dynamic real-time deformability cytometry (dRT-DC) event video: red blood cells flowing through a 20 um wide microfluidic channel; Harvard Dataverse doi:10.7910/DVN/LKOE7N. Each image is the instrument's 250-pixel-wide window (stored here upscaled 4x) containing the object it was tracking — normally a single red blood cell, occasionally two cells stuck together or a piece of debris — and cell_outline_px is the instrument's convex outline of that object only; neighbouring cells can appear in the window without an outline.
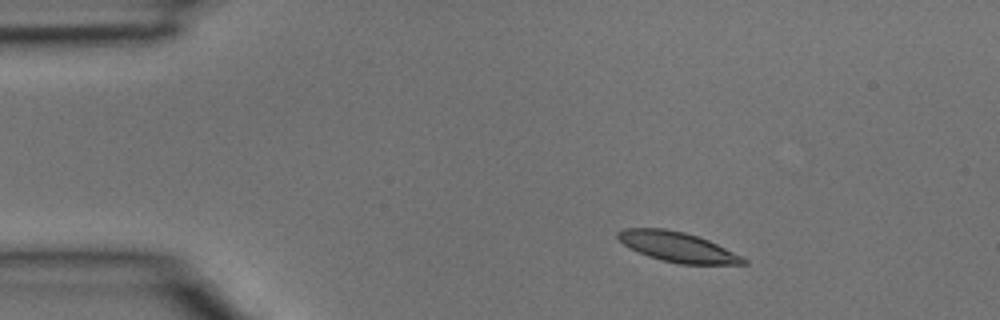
{"species": "common noctule bat (a hibernating species)", "species_latin": "Nyctalus noctula", "temperature_condition": "room temperature", "stored_images_in_passage": 28, "camera_frame_rate_fps": 3000, "um_per_image_px": 0.085, "animal": {"sex": "male", "body_mass_g": 15.6}, "frame": {"image": 1, "passage_image": 1, "time_ms": 0.0, "image_size_px": [1000, 320], "cell_outline_px": [[748, 264], [680, 264], [660, 260], [648, 256], [628, 248], [616, 236], [616, 232], [624, 228], [664, 228], [684, 232], [708, 240], [748, 260]], "centroid_in_image_um": [57.53, 20.99], "position_along_channel_um": 27.5, "area_um2": 21.73}}
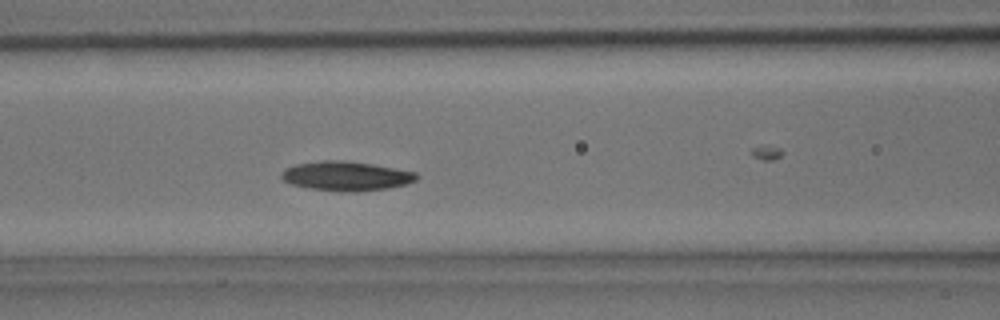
{"frame": {"image": 2, "passage_image": 11, "time_ms": 3.333, "image_size_px": [1000, 320], "cell_outline_px": [[420, 176], [416, 180], [408, 184], [388, 188], [360, 192], [340, 192], [312, 188], [292, 184], [284, 180], [280, 176], [284, 168], [296, 164], [324, 160], [344, 160], [372, 164], [416, 172]], "centroid_in_image_um": [29.46, 14.96], "position_along_channel_um": 137.1, "area_um2": 23.24}}
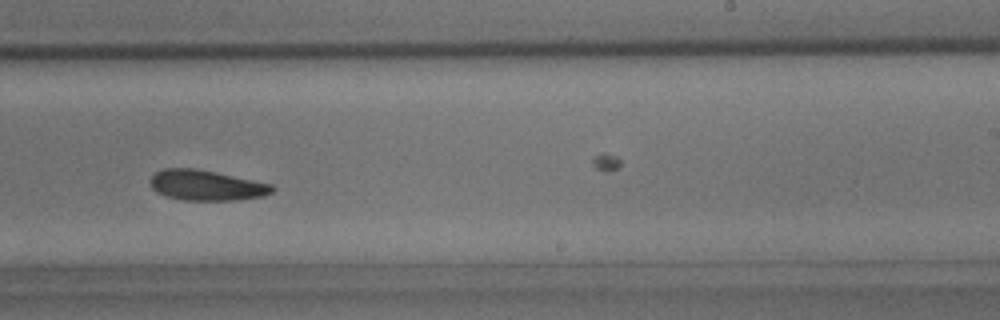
{"frame": {"image": 3, "passage_image": 19, "time_ms": 6.0, "image_size_px": [1000, 320], "cell_outline_px": [[276, 188], [272, 192], [264, 196], [236, 200], [184, 200], [168, 196], [156, 192], [148, 184], [148, 180], [156, 172], [164, 168], [196, 168], [272, 184]], "centroid_in_image_um": [17.52, 15.75], "position_along_channel_um": 271.5, "area_um2": 21.62}}